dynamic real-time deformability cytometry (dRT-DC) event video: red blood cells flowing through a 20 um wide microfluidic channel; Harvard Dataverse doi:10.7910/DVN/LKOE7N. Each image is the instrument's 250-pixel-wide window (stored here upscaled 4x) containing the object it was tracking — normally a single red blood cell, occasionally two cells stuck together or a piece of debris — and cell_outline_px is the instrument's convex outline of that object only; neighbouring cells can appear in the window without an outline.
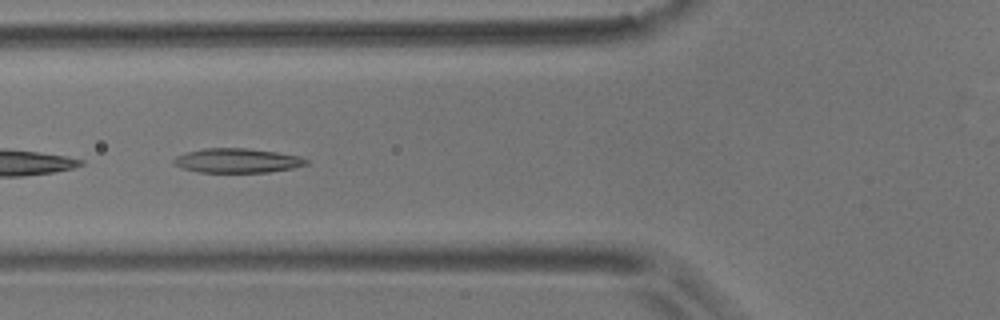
{"species": "common noctule bat (a hibernating species)", "species_latin": "Nyctalus noctula", "temperature_condition": "room temperature", "stored_images_in_passage": 6, "camera_frame_rate_fps": 3000, "um_per_image_px": 0.085, "animal": {"sex": "male", "body_mass_g": 17.9}, "frame": {"image": 1, "passage_image": 5, "time_ms": 4.667, "image_size_px": [1000, 320], "cell_outline_px": [[308, 164], [292, 168], [268, 172], [196, 172], [180, 168], [172, 164], [172, 160], [176, 156], [188, 152], [204, 148], [248, 148], [276, 152], [300, 156], [308, 160]], "centroid_in_image_um": [20.12, 13.65], "position_along_channel_um": 105.7, "area_um2": 18.9}}